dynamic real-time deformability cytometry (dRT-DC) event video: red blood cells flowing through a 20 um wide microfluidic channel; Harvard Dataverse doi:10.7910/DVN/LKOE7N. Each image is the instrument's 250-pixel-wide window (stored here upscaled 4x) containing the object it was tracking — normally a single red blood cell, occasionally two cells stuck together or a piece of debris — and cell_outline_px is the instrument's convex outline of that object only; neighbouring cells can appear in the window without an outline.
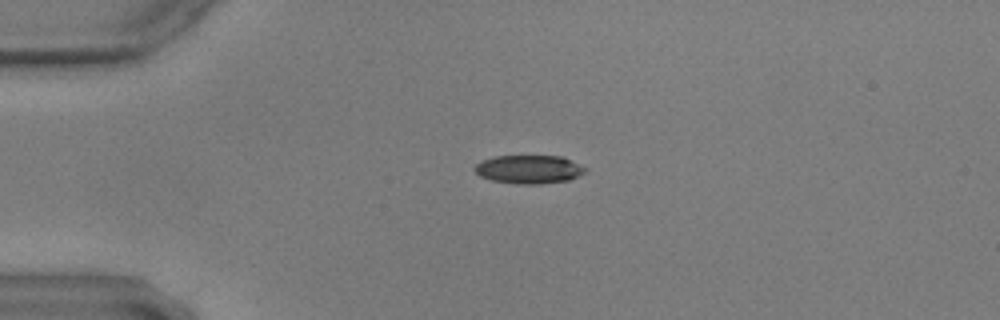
{"species": "common noctule bat (a hibernating species)", "species_latin": "Nyctalus noctula", "temperature_condition": "warm", "stored_images_in_passage": 45, "camera_frame_rate_fps": 3000, "um_per_image_px": 0.085, "animal": {"sex": "male", "body_mass_g": 17.9, "forearm_length_mm": 54.2}, "frame": {"image": 1, "passage_image": 1, "time_ms": 0.0, "image_size_px": [1000, 320], "cell_outline_px": [[588, 172], [568, 180], [540, 184], [516, 184], [492, 180], [480, 176], [472, 168], [476, 164], [484, 160], [496, 156], [564, 156], [588, 168]], "centroid_in_image_um": [45.01, 14.39], "position_along_channel_um": 40.0, "area_um2": 18.5}}
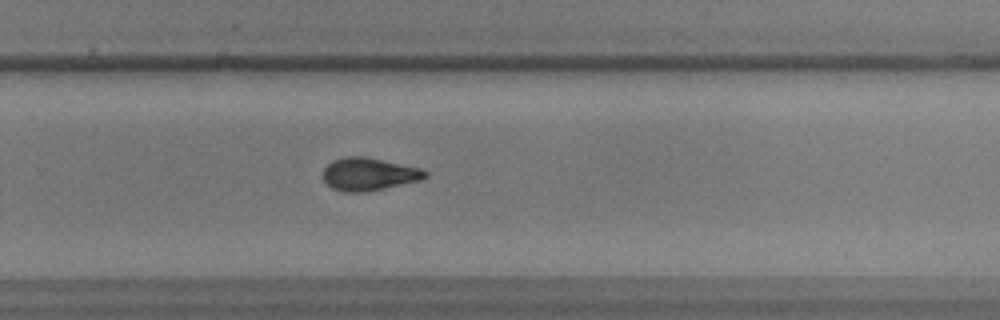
{"frame": {"image": 2, "passage_image": 26, "time_ms": 8.333, "image_size_px": [1000, 320], "cell_outline_px": [[428, 176], [420, 180], [384, 188], [364, 192], [344, 192], [332, 188], [324, 180], [324, 168], [332, 160], [344, 156], [364, 156], [420, 168], [428, 172]], "centroid_in_image_um": [31.34, 14.79], "position_along_channel_um": 298.5, "area_um2": 19.36}}
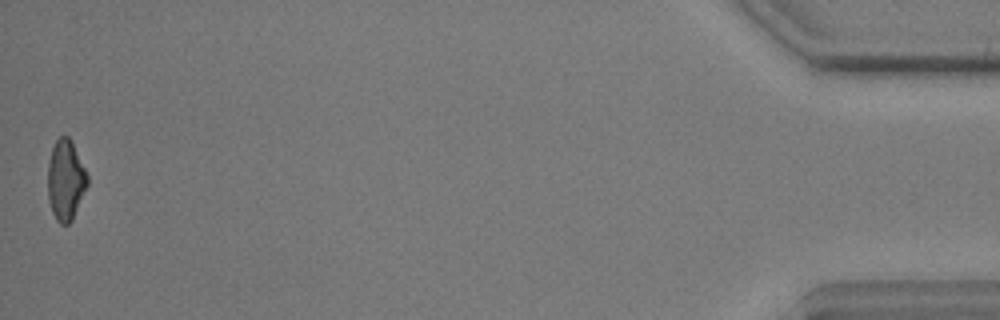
{"frame": {"image": 3, "passage_image": 45, "time_ms": 14.667, "image_size_px": [1000, 320], "cell_outline_px": [[88, 184], [72, 220], [68, 224], [60, 224], [56, 220], [52, 212], [48, 200], [48, 164], [52, 148], [56, 140], [60, 136], [68, 136], [88, 176]], "centroid_in_image_um": [5.56, 15.35], "position_along_channel_um": 429.6, "area_um2": 18.26}}